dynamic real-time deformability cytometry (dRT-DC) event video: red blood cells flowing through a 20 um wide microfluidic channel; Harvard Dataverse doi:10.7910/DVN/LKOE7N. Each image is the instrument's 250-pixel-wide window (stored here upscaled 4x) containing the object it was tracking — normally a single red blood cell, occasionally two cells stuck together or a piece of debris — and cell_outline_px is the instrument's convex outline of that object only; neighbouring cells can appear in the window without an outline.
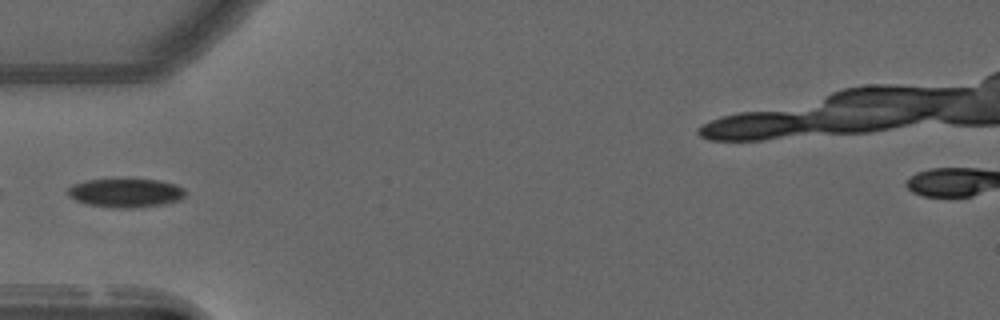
{"species": "common noctule bat (a hibernating species)", "species_latin": "Nyctalus noctula", "temperature_condition": "warm", "stored_images_in_passage": 16, "camera_frame_rate_fps": 3000, "um_per_image_px": 0.085, "animal": {"sex": "male", "forearm_length_mm": 52.5}, "frame": {"image": 1, "passage_image": 1, "time_ms": 0.0, "image_size_px": [1000, 320], "cell_outline_px": [[184, 196], [180, 200], [164, 204], [136, 208], [112, 208], [88, 204], [76, 200], [68, 196], [68, 188], [72, 184], [88, 180], [160, 180], [176, 184], [184, 188]], "centroid_in_image_um": [10.69, 16.41], "position_along_channel_um": 74.3, "area_um2": 19.65}}
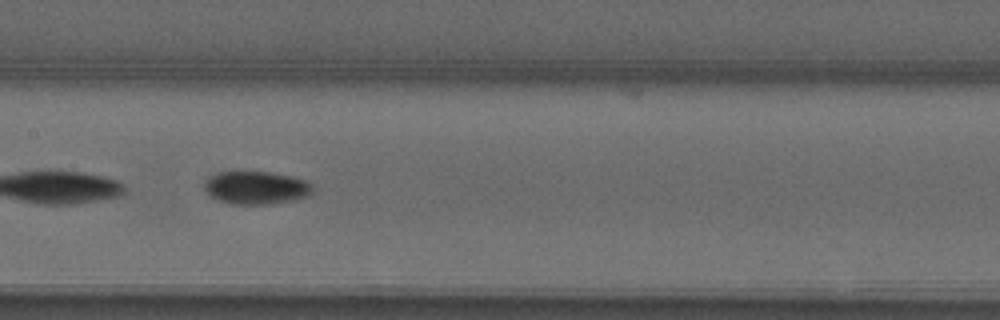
{"frame": {"image": 2, "passage_image": 10, "time_ms": 3.0, "image_size_px": [1000, 320], "cell_outline_px": [[316, 188], [308, 196], [292, 200], [272, 204], [232, 204], [220, 200], [212, 196], [204, 188], [204, 180], [208, 176], [216, 172], [268, 172], [292, 176], [308, 180]], "centroid_in_image_um": [21.81, 15.94], "position_along_channel_um": 185.6, "area_um2": 20.98}}
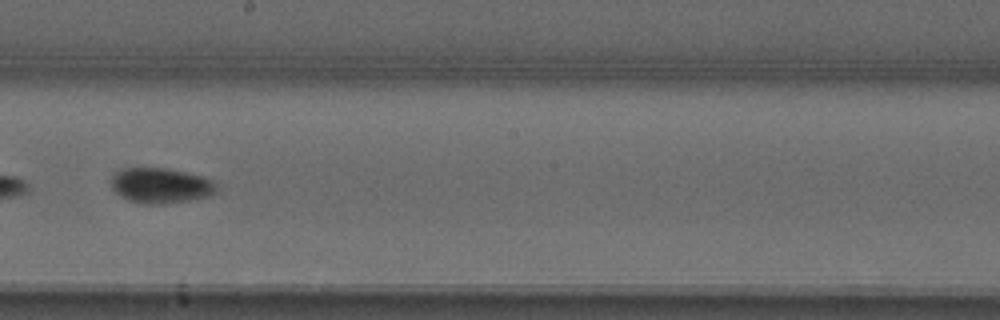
{"frame": {"image": 3, "passage_image": 14, "time_ms": 4.333, "image_size_px": [1000, 320], "cell_outline_px": [[220, 188], [216, 192], [208, 196], [188, 200], [164, 204], [144, 204], [128, 200], [120, 196], [112, 188], [112, 172], [120, 168], [168, 168], [204, 176], [212, 180]], "centroid_in_image_um": [13.66, 15.76], "position_along_channel_um": 234.5, "area_um2": 21.96}}